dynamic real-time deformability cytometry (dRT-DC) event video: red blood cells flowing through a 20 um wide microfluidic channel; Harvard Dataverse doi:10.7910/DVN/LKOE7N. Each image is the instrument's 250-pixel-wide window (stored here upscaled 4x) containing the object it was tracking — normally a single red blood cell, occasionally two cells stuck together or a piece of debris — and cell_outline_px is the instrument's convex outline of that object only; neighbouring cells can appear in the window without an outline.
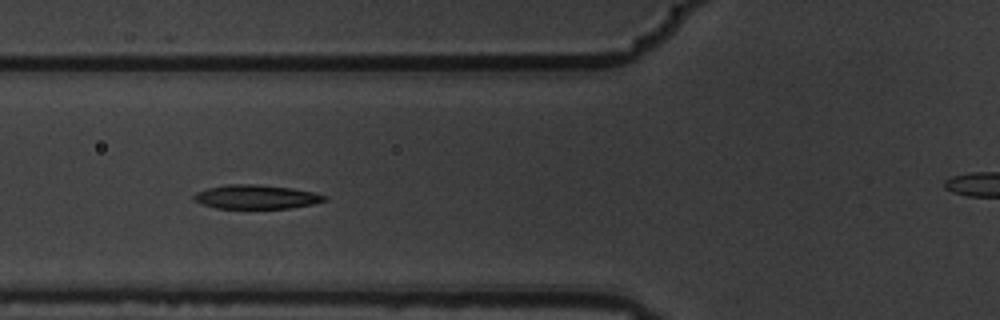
{"species": "common noctule bat (a hibernating species)", "species_latin": "Nyctalus noctula", "temperature_condition": "warm", "stored_images_in_passage": 10, "camera_frame_rate_fps": 3000, "um_per_image_px": 0.085, "animal": {"sex": "male", "body_mass_g": 19.5, "forearm_length_mm": 54.6}, "frame": {"image": 1, "passage_image": 5, "time_ms": 1.333, "image_size_px": [1000, 320], "cell_outline_px": [[328, 200], [312, 204], [288, 208], [216, 208], [192, 200], [192, 196], [196, 192], [208, 188], [228, 184], [256, 184], [292, 188], [312, 192], [328, 196]], "centroid_in_image_um": [21.77, 16.73], "position_along_channel_um": 104.0, "area_um2": 18.21}}
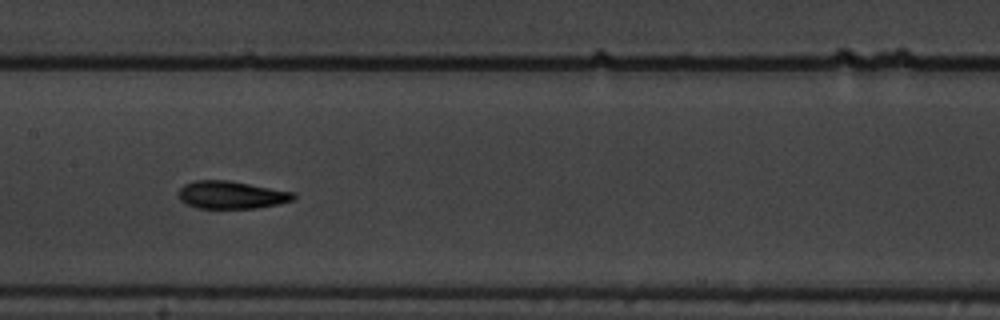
{"frame": {"image": 2, "passage_image": 7, "time_ms": 2.0, "image_size_px": [1000, 320], "cell_outline_px": [[296, 196], [292, 200], [280, 204], [256, 208], [196, 208], [180, 200], [176, 192], [184, 184], [196, 180], [228, 180], [296, 192]], "centroid_in_image_um": [19.66, 16.56], "position_along_channel_um": 187.7, "area_um2": 18.73}}
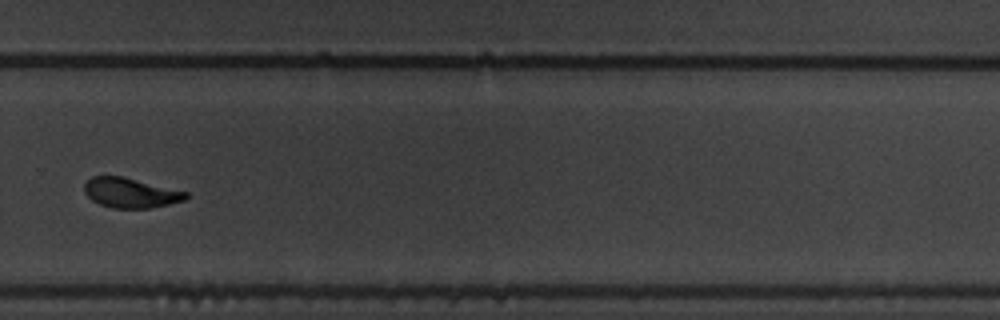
{"frame": {"image": 3, "passage_image": 10, "time_ms": 3.0, "image_size_px": [1000, 320], "cell_outline_px": [[188, 196], [184, 200], [168, 204], [148, 208], [112, 208], [100, 204], [92, 200], [84, 192], [84, 184], [92, 176], [124, 176], [188, 192]], "centroid_in_image_um": [11.08, 16.38], "position_along_channel_um": 318.7, "area_um2": 17.63}}